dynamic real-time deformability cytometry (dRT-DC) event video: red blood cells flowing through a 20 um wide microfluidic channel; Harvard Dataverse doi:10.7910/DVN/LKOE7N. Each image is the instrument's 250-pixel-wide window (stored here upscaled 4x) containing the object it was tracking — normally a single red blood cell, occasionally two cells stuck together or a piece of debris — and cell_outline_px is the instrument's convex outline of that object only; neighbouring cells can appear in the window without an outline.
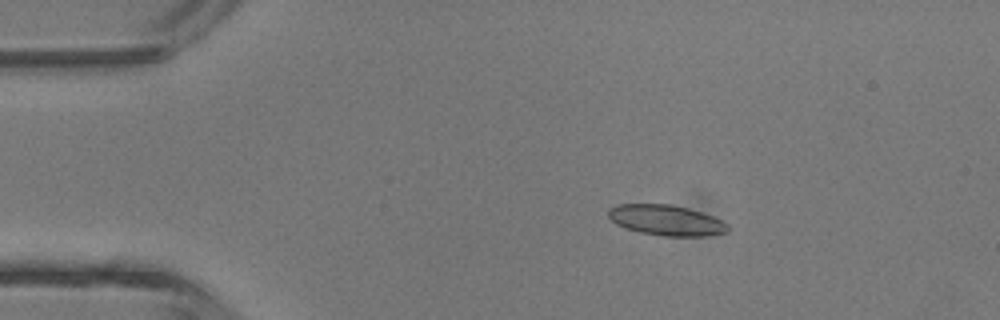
{"species": "common noctule bat (a hibernating species)", "species_latin": "Nyctalus noctula", "temperature_condition": "room temperature", "stored_images_in_passage": 4, "camera_frame_rate_fps": 3000, "um_per_image_px": 0.085, "animal": {"sex": "male", "body_mass_g": 13.3}, "frame": {"image": 1, "passage_image": 3, "time_ms": 2.333, "image_size_px": [1000, 320], "cell_outline_px": [[728, 232], [704, 236], [664, 236], [640, 232], [624, 228], [616, 224], [608, 216], [608, 208], [616, 204], [672, 204], [688, 208], [712, 216], [728, 224]], "centroid_in_image_um": [56.59, 18.71], "position_along_channel_um": 28.4, "area_um2": 21.27}}